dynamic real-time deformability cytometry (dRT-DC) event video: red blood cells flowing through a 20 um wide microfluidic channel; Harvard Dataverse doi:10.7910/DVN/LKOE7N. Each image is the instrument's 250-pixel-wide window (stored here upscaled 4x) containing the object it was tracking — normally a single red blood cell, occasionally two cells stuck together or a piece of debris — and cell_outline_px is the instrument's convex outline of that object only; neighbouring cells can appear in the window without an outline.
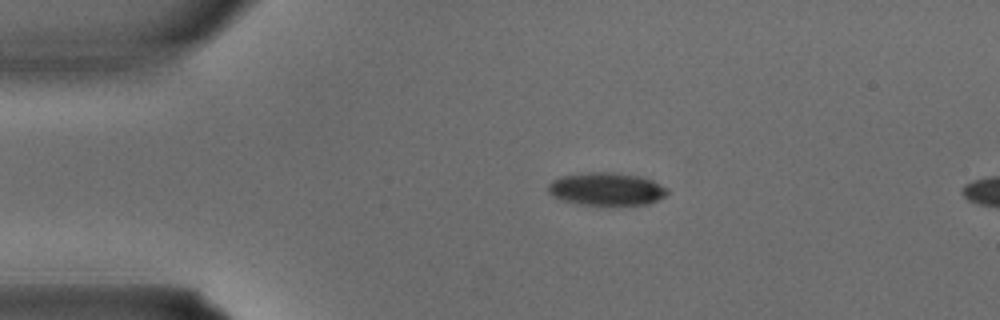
{"species": "common noctule bat (a hibernating species)", "species_latin": "Nyctalus noctula", "temperature_condition": "warm", "stored_images_in_passage": 2, "camera_frame_rate_fps": 3000, "um_per_image_px": 0.085, "animal": {"sex": "male", "body_mass_g": 15.6}, "frame": {"image": 1, "passage_image": 1, "time_ms": 0.0, "image_size_px": [1000, 320], "cell_outline_px": [[668, 192], [664, 196], [648, 204], [580, 204], [564, 200], [548, 192], [548, 184], [552, 180], [560, 176], [584, 172], [612, 172], [640, 176], [652, 180], [668, 188]], "centroid_in_image_um": [51.55, 16.04], "position_along_channel_um": 33.5, "area_um2": 22.54}}